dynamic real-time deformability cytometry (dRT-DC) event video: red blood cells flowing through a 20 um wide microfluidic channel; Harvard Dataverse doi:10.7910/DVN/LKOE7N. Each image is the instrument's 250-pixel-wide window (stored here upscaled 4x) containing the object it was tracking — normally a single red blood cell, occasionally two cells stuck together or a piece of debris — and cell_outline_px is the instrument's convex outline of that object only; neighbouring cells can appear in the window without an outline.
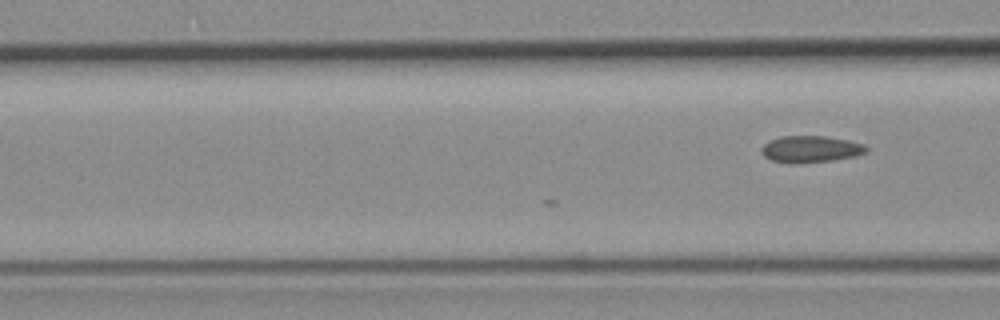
{"species": "common noctule bat (a hibernating species)", "species_latin": "Nyctalus noctula", "temperature_condition": "room temperature", "stored_images_in_passage": 5, "camera_frame_rate_fps": 3000, "um_per_image_px": 0.085, "animal": {"sex": "female", "body_mass_g": 19.3, "forearm_length_mm": 54.1}, "frame": {"image": 1, "passage_image": 5, "time_ms": 1.333, "image_size_px": [1000, 320], "cell_outline_px": [[868, 152], [856, 156], [832, 160], [772, 160], [764, 156], [760, 152], [760, 148], [764, 144], [780, 136], [824, 136], [848, 140], [864, 144], [868, 148]], "centroid_in_image_um": [68.97, 12.62], "position_along_channel_um": 97.6, "area_um2": 15.49}}